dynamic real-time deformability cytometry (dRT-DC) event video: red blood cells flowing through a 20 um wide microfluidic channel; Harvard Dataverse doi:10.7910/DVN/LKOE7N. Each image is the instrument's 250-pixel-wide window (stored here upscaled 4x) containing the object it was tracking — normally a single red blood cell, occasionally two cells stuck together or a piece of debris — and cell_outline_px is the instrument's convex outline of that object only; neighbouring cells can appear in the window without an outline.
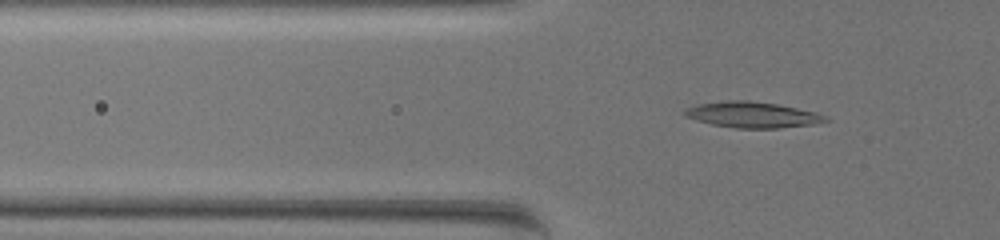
{"species": "common noctule bat (a hibernating species)", "species_latin": "Nyctalus noctula", "temperature_condition": "warm", "stored_images_in_passage": 63, "camera_frame_rate_fps": 3000, "um_per_image_px": 0.085, "animal": {"sex": "female", "body_mass_g": 19.5, "forearm_length_mm": 54.1}, "frame": {"image": 1, "passage_image": 23, "time_ms": 7.333, "image_size_px": [1000, 240], "cell_outline_px": [[832, 120], [812, 124], [780, 128], [736, 128], [712, 124], [696, 120], [684, 116], [684, 108], [696, 104], [728, 100], [748, 100], [776, 104], [796, 108], [828, 116]], "centroid_in_image_um": [63.92, 9.75], "position_along_channel_um": 61.9, "area_um2": 21.15}}
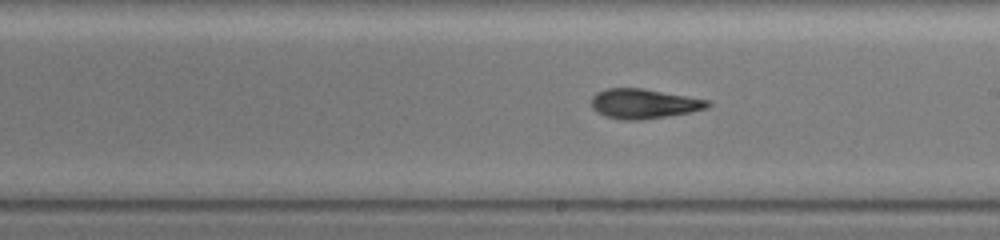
{"frame": {"image": 2, "passage_image": 39, "time_ms": 12.667, "image_size_px": [1000, 240], "cell_outline_px": [[712, 104], [708, 108], [688, 112], [640, 120], [624, 120], [604, 116], [596, 112], [592, 108], [592, 96], [596, 92], [608, 88], [640, 88], [708, 100]], "centroid_in_image_um": [54.67, 8.81], "position_along_channel_um": 234.3, "area_um2": 19.88}}
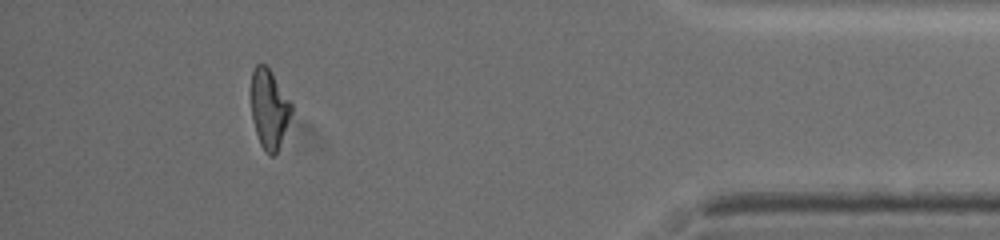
{"frame": {"image": 3, "passage_image": 58, "time_ms": 19.0, "image_size_px": [1000, 240], "cell_outline_px": [[292, 112], [276, 152], [272, 156], [260, 144], [252, 120], [252, 72], [256, 64], [264, 64], [272, 72], [292, 104]], "centroid_in_image_um": [22.88, 9.21], "position_along_channel_um": 412.3, "area_um2": 18.03}, "authors_computed_cell_mechanics": {"area_um2": 20.23, "velocity_mm_per_s": 3.4614, "shape_relaxation_time_tau1_ms": 7.1717, "shape_relaxation_time_tau2_ms": 2.521, "deformation_change_tau1": 0.2407, "deformation_change_tau2": 0.1022}}